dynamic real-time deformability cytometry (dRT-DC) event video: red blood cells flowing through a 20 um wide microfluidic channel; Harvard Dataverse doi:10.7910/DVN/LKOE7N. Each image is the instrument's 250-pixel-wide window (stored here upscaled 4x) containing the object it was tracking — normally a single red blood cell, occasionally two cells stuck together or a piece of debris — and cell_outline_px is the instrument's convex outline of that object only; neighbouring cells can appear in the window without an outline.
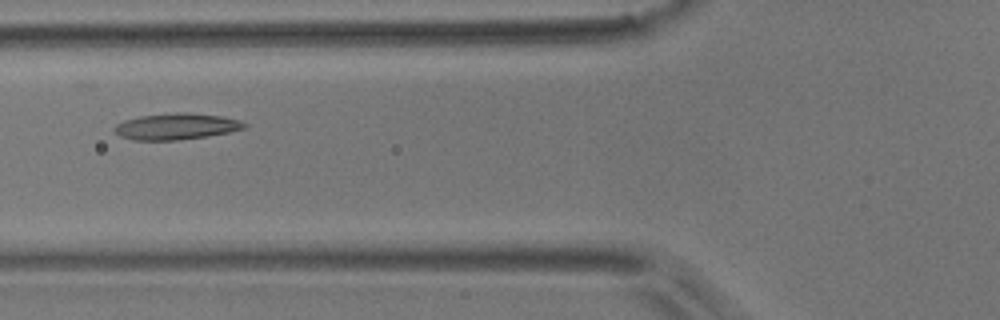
{"species": "common noctule bat (a hibernating species)", "species_latin": "Nyctalus noctula", "temperature_condition": "room temperature", "stored_images_in_passage": 7, "camera_frame_rate_fps": 3000, "um_per_image_px": 0.085, "animal": {"sex": "male", "body_mass_g": 17.9}, "frame": {"image": 1, "passage_image": 7, "time_ms": 7.0, "image_size_px": [1000, 320], "cell_outline_px": [[248, 128], [208, 136], [176, 140], [132, 140], [120, 136], [112, 128], [116, 124], [124, 120], [140, 116], [176, 112], [188, 112], [220, 116], [240, 120], [248, 124]], "centroid_in_image_um": [14.99, 10.74], "position_along_channel_um": 110.8, "area_um2": 20.0}}